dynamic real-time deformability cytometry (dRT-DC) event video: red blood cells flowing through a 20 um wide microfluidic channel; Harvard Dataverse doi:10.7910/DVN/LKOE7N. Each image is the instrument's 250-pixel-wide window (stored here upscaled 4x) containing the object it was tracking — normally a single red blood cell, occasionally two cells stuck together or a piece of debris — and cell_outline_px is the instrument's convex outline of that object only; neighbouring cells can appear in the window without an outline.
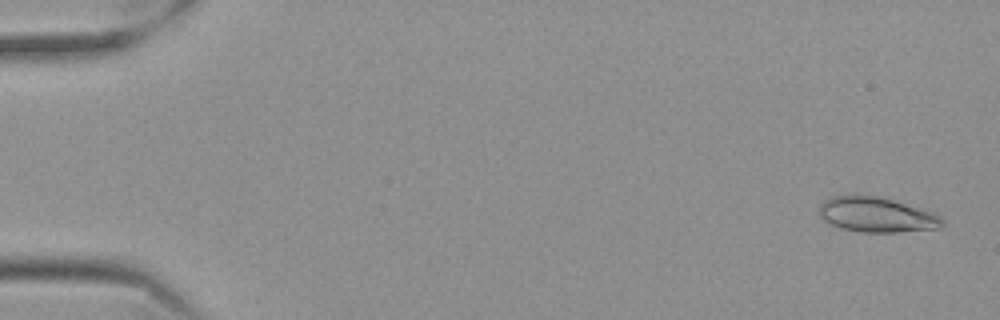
{"species": "Egyptian fruit bat (a non-hibernating species)", "species_latin": "Rousettus aegyptiacus", "temperature_condition": "cold", "stored_images_in_passage": 58, "camera_frame_rate_fps": 3000, "um_per_image_px": 0.085, "frame": {"image": 1, "passage_image": 2, "time_ms": 0.333, "image_size_px": [1000, 320], "cell_outline_px": [[944, 224], [940, 228], [900, 232], [860, 232], [840, 228], [824, 220], [820, 216], [820, 204], [824, 200], [832, 196], [876, 196], [892, 200], [932, 212], [940, 216], [944, 220]], "centroid_in_image_um": [74.52, 18.27], "position_along_channel_um": 10.5, "area_um2": 24.8}}
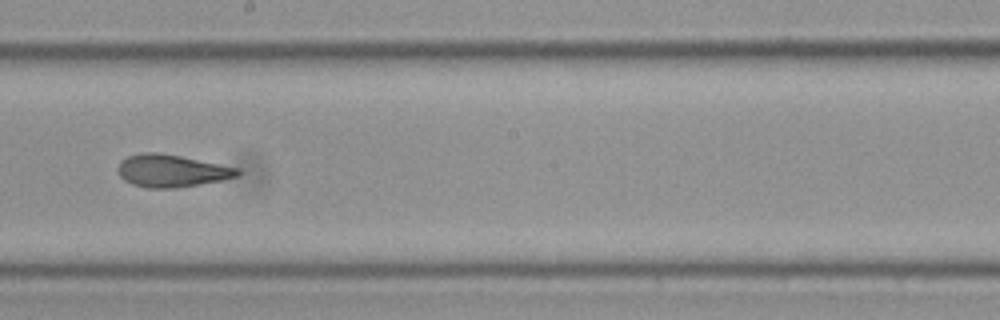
{"frame": {"image": 2, "passage_image": 33, "time_ms": 10.667, "image_size_px": [1000, 320], "cell_outline_px": [[244, 172], [240, 176], [200, 184], [176, 188], [148, 188], [132, 184], [124, 180], [120, 176], [116, 168], [120, 160], [128, 156], [144, 152], [156, 152], [180, 156], [240, 168]], "centroid_in_image_um": [14.59, 14.52], "position_along_channel_um": 233.6, "area_um2": 22.77}}
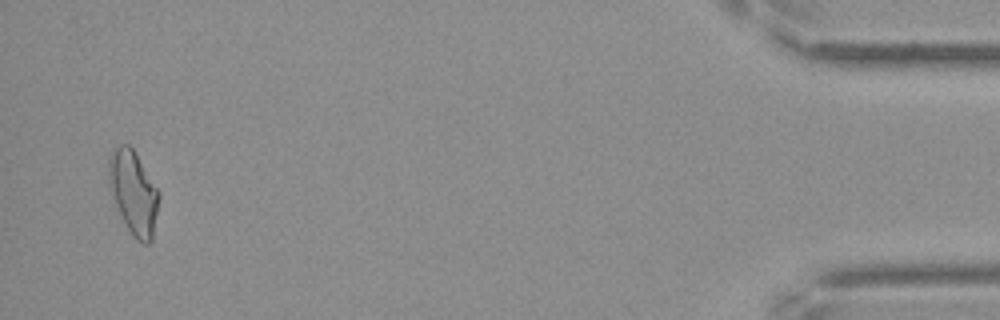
{"frame": {"image": 3, "passage_image": 56, "time_ms": 18.333, "image_size_px": [1000, 320], "cell_outline_px": [[160, 196], [152, 240], [148, 244], [144, 244], [136, 240], [132, 236], [116, 204], [112, 192], [108, 176], [108, 160], [112, 148], [120, 144], [128, 144], [132, 148], [160, 192]], "centroid_in_image_um": [11.36, 16.35], "position_along_channel_um": 423.8, "area_um2": 24.16}, "authors_computed_cell_mechanics": {"area_um2": 23.2356, "velocity_mm_per_s": 3.5104, "shape_relaxation_time_tau1_ms": null, "shape_relaxation_time_tau2_ms": 1.9687, "deformation_change_tau1": null, "deformation_change_tau2": 0.0956}}